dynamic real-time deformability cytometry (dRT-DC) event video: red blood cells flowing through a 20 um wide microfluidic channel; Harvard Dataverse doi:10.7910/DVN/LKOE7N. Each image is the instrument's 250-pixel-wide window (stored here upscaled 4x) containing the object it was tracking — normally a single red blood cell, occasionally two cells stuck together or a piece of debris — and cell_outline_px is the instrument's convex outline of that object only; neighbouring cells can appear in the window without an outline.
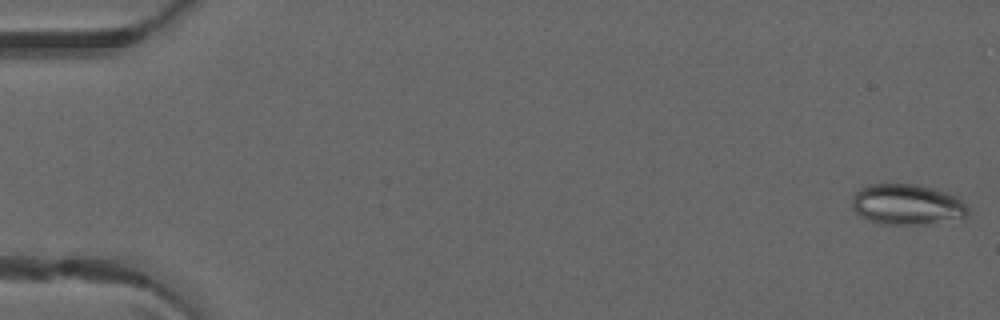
{"species": "common noctule bat (a hibernating species)", "species_latin": "Nyctalus noctula", "temperature_condition": "warm", "stored_images_in_passage": 15, "camera_frame_rate_fps": 3000, "um_per_image_px": 0.085, "animal": {"sex": "male", "forearm_length_mm": 52.5}, "frame": {"image": 1, "passage_image": 1, "time_ms": 0.0, "image_size_px": [1000, 320], "cell_outline_px": [[968, 216], [964, 220], [928, 224], [884, 224], [868, 220], [860, 216], [852, 208], [852, 200], [856, 192], [860, 188], [868, 184], [916, 184], [948, 192], [956, 196], [968, 208]], "centroid_in_image_um": [77.15, 17.4], "position_along_channel_um": 7.9, "area_um2": 27.86}}